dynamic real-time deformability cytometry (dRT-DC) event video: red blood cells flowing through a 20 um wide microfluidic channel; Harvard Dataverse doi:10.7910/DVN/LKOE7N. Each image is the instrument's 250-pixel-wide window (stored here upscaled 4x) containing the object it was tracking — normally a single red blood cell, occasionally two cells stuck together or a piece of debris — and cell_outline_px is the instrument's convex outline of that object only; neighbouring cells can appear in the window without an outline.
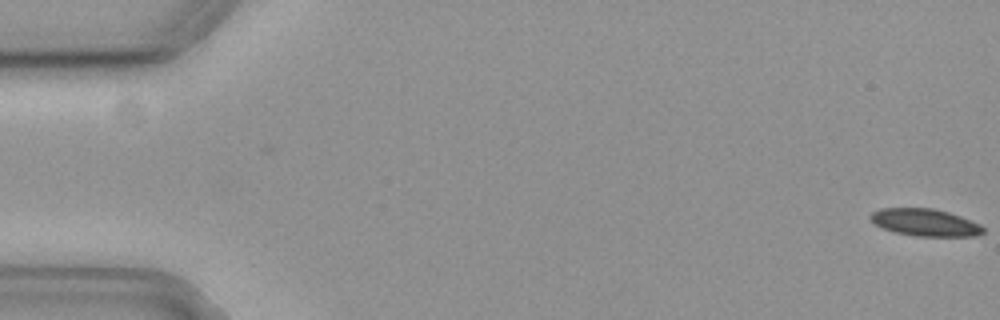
{"species": "common noctule bat (a hibernating species)", "species_latin": "Nyctalus noctula", "temperature_condition": "cold", "stored_images_in_passage": 58, "camera_frame_rate_fps": 3000, "um_per_image_px": 0.085, "animal": {"sex": "female", "body_mass_g": 19.3, "forearm_length_mm": 54.1}, "frame": {"image": 1, "passage_image": 1, "time_ms": 0.0, "image_size_px": [1000, 320], "cell_outline_px": [[984, 232], [976, 236], [920, 236], [896, 232], [884, 228], [876, 224], [868, 216], [872, 212], [880, 208], [932, 208], [948, 212], [960, 216], [980, 224], [984, 228]], "centroid_in_image_um": [78.65, 18.9], "position_along_channel_um": 6.4, "area_um2": 17.69}}
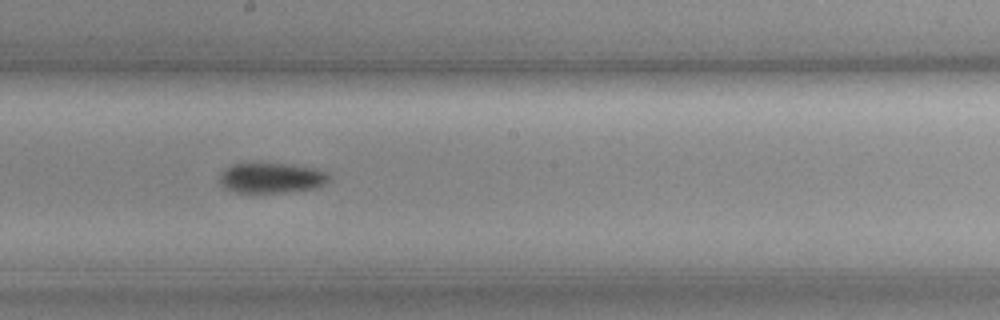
{"frame": {"image": 2, "passage_image": 32, "time_ms": 10.333, "image_size_px": [1000, 320], "cell_outline_px": [[328, 180], [320, 188], [284, 192], [232, 192], [224, 188], [220, 184], [220, 176], [224, 168], [232, 164], [288, 164], [316, 168], [324, 172], [328, 176]], "centroid_in_image_um": [23.05, 15.13], "position_along_channel_um": 225.1, "area_um2": 19.19}}
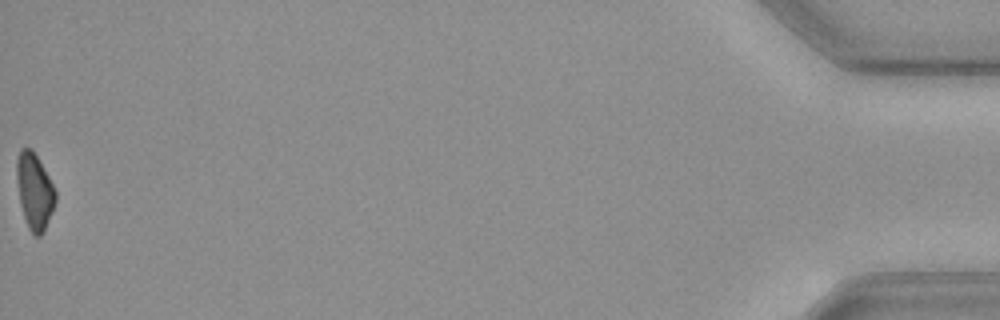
{"frame": {"image": 3, "passage_image": 58, "time_ms": 19.0, "image_size_px": [1000, 320], "cell_outline_px": [[56, 200], [52, 212], [44, 232], [40, 236], [32, 236], [28, 228], [20, 204], [16, 176], [16, 160], [20, 148], [32, 148], [48, 176], [56, 192]], "centroid_in_image_um": [2.92, 16.27], "position_along_channel_um": 432.3, "area_um2": 17.22}}